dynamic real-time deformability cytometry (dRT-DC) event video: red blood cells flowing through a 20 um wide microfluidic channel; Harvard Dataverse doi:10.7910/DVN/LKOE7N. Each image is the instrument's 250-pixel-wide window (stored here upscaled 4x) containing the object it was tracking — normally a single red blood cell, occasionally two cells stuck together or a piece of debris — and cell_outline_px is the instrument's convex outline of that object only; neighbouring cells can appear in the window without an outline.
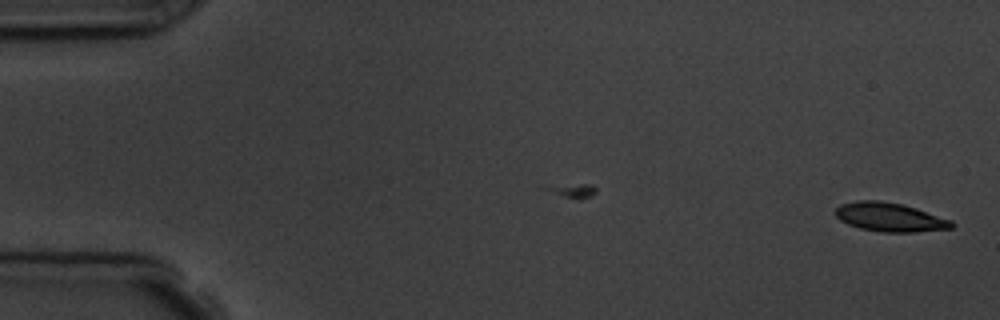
{"species": "common noctule bat (a hibernating species)", "species_latin": "Nyctalus noctula", "temperature_condition": "room temperature", "stored_images_in_passage": 2, "camera_frame_rate_fps": 3000, "um_per_image_px": 0.085, "animal": {"sex": "male", "body_mass_g": 19.5, "forearm_length_mm": 54.6}, "frame": {"image": 1, "passage_image": 2, "time_ms": 1.0, "image_size_px": [1000, 320], "cell_outline_px": [[956, 224], [952, 228], [916, 232], [880, 232], [860, 228], [848, 224], [840, 220], [836, 216], [836, 208], [840, 204], [856, 200], [880, 200], [900, 204], [916, 208], [952, 220]], "centroid_in_image_um": [75.64, 18.46], "position_along_channel_um": 9.4, "area_um2": 19.59}}